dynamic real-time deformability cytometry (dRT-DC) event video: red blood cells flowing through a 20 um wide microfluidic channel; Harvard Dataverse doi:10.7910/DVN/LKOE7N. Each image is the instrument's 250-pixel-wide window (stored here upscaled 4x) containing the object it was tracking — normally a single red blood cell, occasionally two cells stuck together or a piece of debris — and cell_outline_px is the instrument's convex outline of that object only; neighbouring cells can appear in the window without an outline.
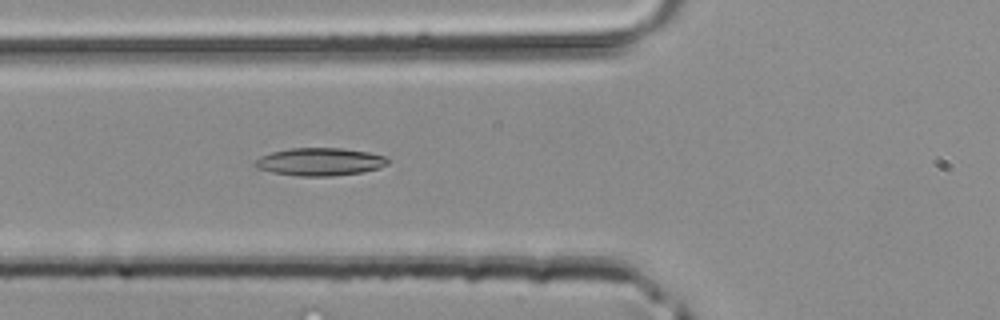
{"species": "common noctule bat (a hibernating species)", "species_latin": "Nyctalus noctula", "temperature_condition": "room temperature", "stored_images_in_passage": 38, "camera_frame_rate_fps": 3000, "um_per_image_px": 0.085, "animal": {"sex": "male", "body_mass_g": 20.4}, "frame": {"image": 1, "passage_image": 10, "time_ms": 3.0, "image_size_px": [1000, 320], "cell_outline_px": [[388, 164], [376, 168], [360, 172], [332, 176], [296, 176], [272, 172], [256, 168], [252, 164], [260, 156], [272, 152], [292, 148], [340, 148], [368, 152], [384, 156], [388, 160]], "centroid_in_image_um": [27.13, 13.75], "position_along_channel_um": 98.7, "area_um2": 21.33}}
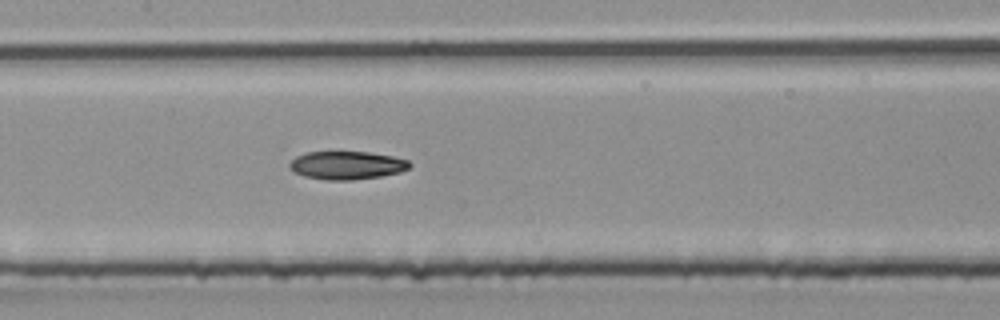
{"frame": {"image": 2, "passage_image": 15, "time_ms": 4.667, "image_size_px": [1000, 320], "cell_outline_px": [[412, 164], [408, 168], [400, 172], [380, 176], [352, 180], [328, 180], [304, 176], [296, 172], [288, 164], [296, 156], [304, 152], [368, 152], [392, 156], [408, 160]], "centroid_in_image_um": [29.49, 14.04], "position_along_channel_um": 177.9, "area_um2": 19.54}}
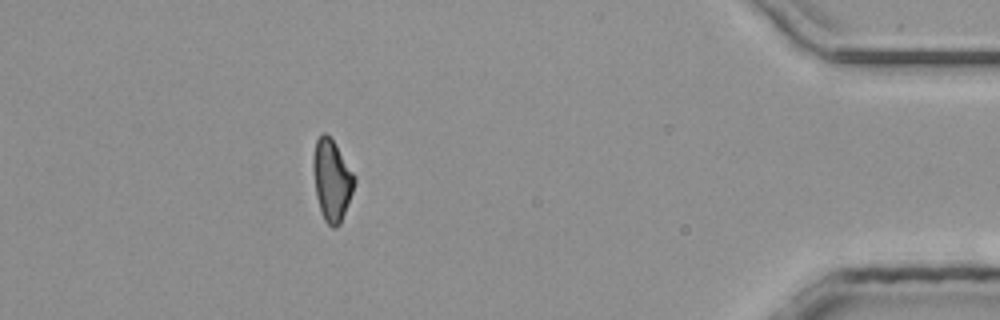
{"frame": {"image": 3, "passage_image": 33, "time_ms": 10.667, "image_size_px": [1000, 320], "cell_outline_px": [[356, 180], [352, 192], [340, 224], [336, 228], [332, 228], [324, 220], [316, 196], [312, 172], [312, 160], [316, 140], [324, 132], [332, 140], [356, 176]], "centroid_in_image_um": [28.19, 15.33], "position_along_channel_um": 407.0, "area_um2": 19.36}}